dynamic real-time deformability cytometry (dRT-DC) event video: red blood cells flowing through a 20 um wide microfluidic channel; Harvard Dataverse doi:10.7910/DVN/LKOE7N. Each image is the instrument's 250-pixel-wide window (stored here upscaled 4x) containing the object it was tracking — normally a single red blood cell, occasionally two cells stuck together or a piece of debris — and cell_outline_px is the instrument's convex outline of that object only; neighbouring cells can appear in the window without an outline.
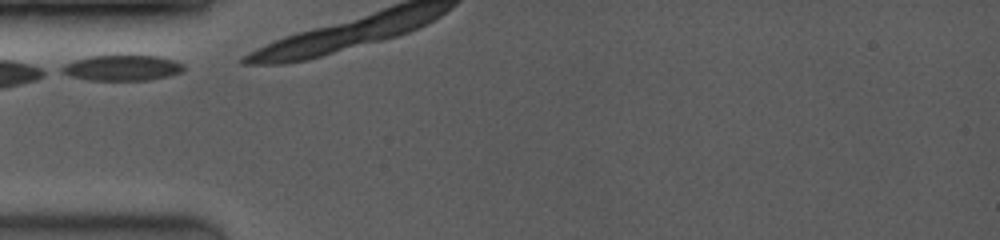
{"species": "common noctule bat (a hibernating species)", "species_latin": "Nyctalus noctula", "temperature_condition": "room temperature", "stored_images_in_passage": 3, "camera_frame_rate_fps": 3500, "um_per_image_px": 0.085, "animal": {"sex": "female", "body_mass_g": 19.0, "forearm_length_mm": 53.3}, "frame": {"image": 1, "passage_image": 1, "time_ms": 0.0, "image_size_px": [1000, 240], "cell_outline_px": [[184, 72], [168, 76], [148, 80], [88, 80], [68, 76], [60, 72], [60, 68], [76, 60], [92, 56], [156, 56], [172, 60], [184, 64]], "centroid_in_image_um": [10.39, 5.79], "position_along_channel_um": 74.6, "area_um2": 17.98}}